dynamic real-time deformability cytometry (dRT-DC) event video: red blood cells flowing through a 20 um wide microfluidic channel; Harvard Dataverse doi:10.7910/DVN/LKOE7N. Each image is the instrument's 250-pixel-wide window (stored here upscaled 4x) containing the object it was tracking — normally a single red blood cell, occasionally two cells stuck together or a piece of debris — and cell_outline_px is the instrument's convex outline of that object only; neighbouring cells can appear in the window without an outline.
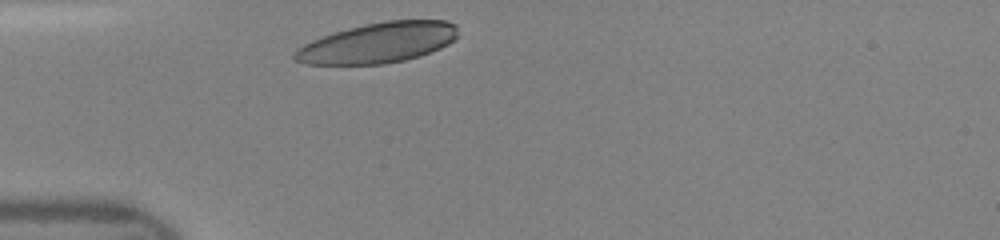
{"species": "human", "species_latin": "Homo sapiens", "temperature_condition": "room temperature", "stored_images_in_passage": 30, "camera_frame_rate_fps": 3000, "um_per_image_px": 0.085, "donor": {"sex": "female"}, "frame": {"image": 1, "passage_image": 1, "time_ms": 0.0, "image_size_px": [1000, 240], "cell_outline_px": [[460, 36], [448, 44], [440, 48], [420, 56], [404, 60], [384, 64], [304, 64], [292, 60], [292, 52], [296, 48], [312, 40], [348, 28], [388, 20], [448, 20], [456, 24]], "centroid_in_image_um": [32.15, 3.64], "position_along_channel_um": 52.9, "area_um2": 38.55}}
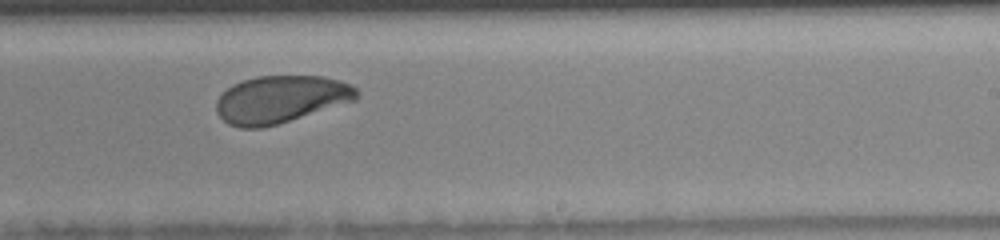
{"frame": {"image": 2, "passage_image": 17, "time_ms": 5.333, "image_size_px": [1000, 240], "cell_outline_px": [[360, 92], [356, 100], [276, 124], [260, 128], [240, 128], [228, 124], [216, 112], [216, 100], [232, 84], [256, 76], [324, 76], [340, 80], [352, 84]], "centroid_in_image_um": [23.87, 8.43], "position_along_channel_um": 265.1, "area_um2": 38.67}}
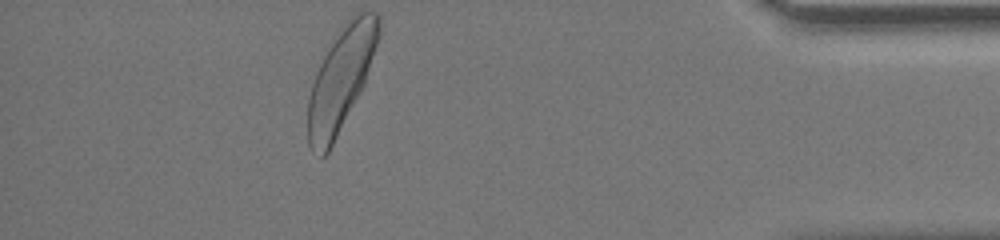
{"frame": {"image": 3, "passage_image": 30, "time_ms": 9.667, "image_size_px": [1000, 240], "cell_outline_px": [[380, 36], [364, 84], [360, 92], [328, 152], [324, 156], [320, 156], [312, 152], [308, 144], [308, 100], [312, 84], [324, 48], [348, 20], [356, 12], [376, 12], [380, 16]], "centroid_in_image_um": [28.96, 6.68], "position_along_channel_um": 406.2, "area_um2": 42.48}}